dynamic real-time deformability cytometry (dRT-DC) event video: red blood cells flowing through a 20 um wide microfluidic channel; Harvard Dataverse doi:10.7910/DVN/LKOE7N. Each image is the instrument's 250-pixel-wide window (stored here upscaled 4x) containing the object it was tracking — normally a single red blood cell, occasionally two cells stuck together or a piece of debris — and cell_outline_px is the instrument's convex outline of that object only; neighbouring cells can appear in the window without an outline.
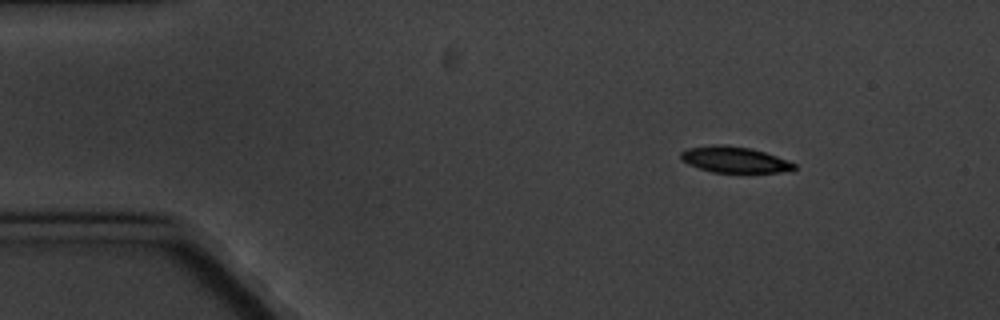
{"species": "common noctule bat (a hibernating species)", "species_latin": "Nyctalus noctula", "temperature_condition": "cold", "stored_images_in_passage": 5, "camera_frame_rate_fps": 3000, "um_per_image_px": 0.085, "animal": {"sex": "male", "body_mass_g": 20.1, "forearm_length_mm": 53.5}, "frame": {"image": 1, "passage_image": 2, "time_ms": 1.333, "image_size_px": [1000, 320], "cell_outline_px": [[796, 168], [792, 172], [712, 172], [688, 164], [680, 156], [680, 152], [688, 148], [712, 144], [724, 144], [752, 148], [788, 160], [796, 164]], "centroid_in_image_um": [62.47, 13.56], "position_along_channel_um": 22.5, "area_um2": 17.28}}